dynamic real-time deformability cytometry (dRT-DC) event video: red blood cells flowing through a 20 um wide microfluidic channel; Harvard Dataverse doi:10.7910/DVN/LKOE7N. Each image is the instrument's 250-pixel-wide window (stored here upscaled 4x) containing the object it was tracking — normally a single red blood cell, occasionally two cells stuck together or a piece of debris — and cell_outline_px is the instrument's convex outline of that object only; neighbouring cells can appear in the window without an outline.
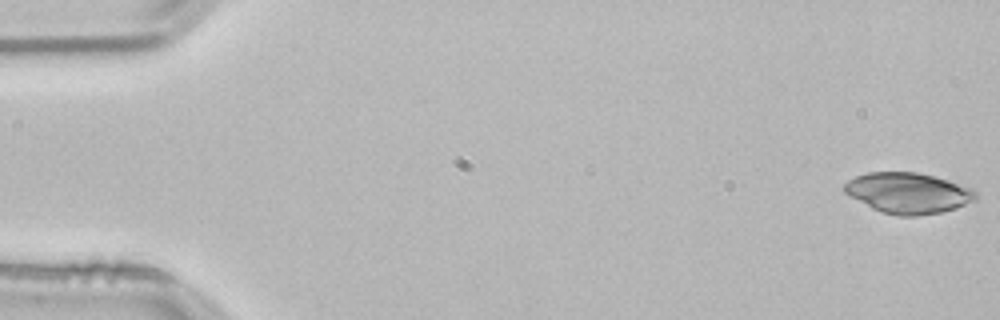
{"species": "common noctule bat (a hibernating species)", "species_latin": "Nyctalus noctula", "temperature_condition": "room temperature", "stored_images_in_passage": 15, "camera_frame_rate_fps": 3000, "um_per_image_px": 0.085, "animal": {"sex": "male", "body_mass_g": 21.5, "forearm_length_mm": 52.0}, "frame": {"image": 1, "passage_image": 1, "time_ms": 0.0, "image_size_px": [1000, 320], "cell_outline_px": [[976, 200], [956, 208], [940, 212], [916, 216], [900, 216], [880, 212], [872, 208], [844, 192], [844, 184], [848, 180], [856, 176], [868, 172], [916, 172], [948, 180], [972, 188], [976, 192]], "centroid_in_image_um": [77.19, 16.41], "position_along_channel_um": 7.8, "area_um2": 30.98}}